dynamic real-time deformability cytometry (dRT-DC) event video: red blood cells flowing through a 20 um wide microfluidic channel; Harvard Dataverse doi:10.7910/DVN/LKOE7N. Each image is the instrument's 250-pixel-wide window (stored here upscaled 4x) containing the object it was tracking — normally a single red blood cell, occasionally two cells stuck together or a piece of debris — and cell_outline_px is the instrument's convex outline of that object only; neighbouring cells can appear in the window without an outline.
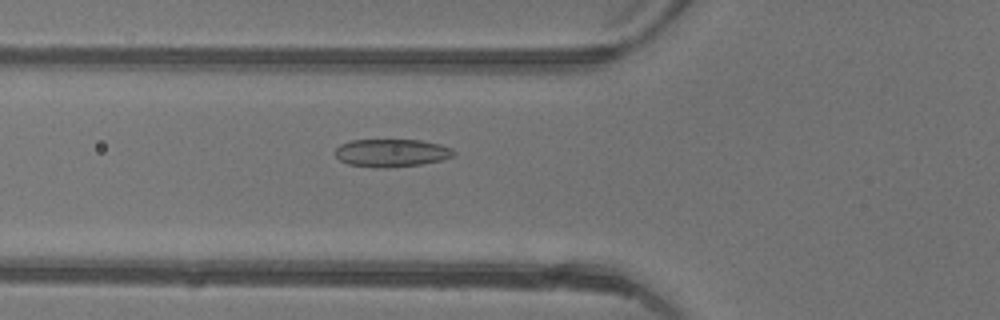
{"species": "common noctule bat (a hibernating species)", "species_latin": "Nyctalus noctula", "temperature_condition": "warm", "stored_images_in_passage": 48, "camera_frame_rate_fps": 3000, "um_per_image_px": 0.085, "animal": {"sex": "female"}, "frame": {"image": 1, "passage_image": 18, "time_ms": 5.667, "image_size_px": [1000, 320], "cell_outline_px": [[456, 156], [444, 160], [420, 164], [384, 168], [376, 168], [348, 164], [340, 160], [336, 156], [336, 148], [340, 144], [352, 140], [420, 140], [440, 144], [452, 148], [456, 152]], "centroid_in_image_um": [33.32, 13.0], "position_along_channel_um": 92.5, "area_um2": 19.36}}
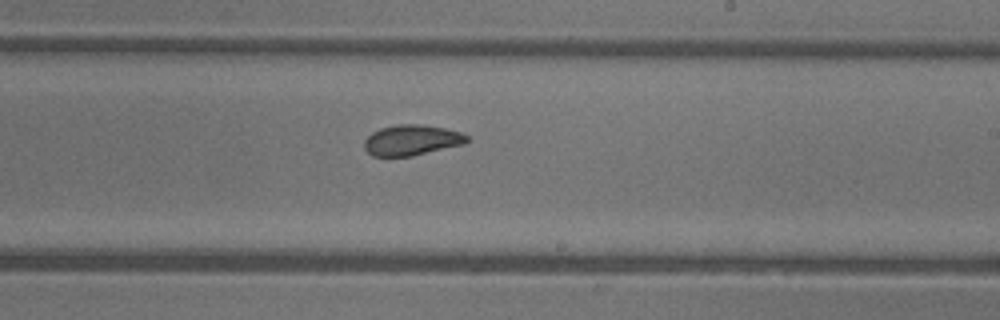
{"frame": {"image": 2, "passage_image": 29, "time_ms": 9.333, "image_size_px": [1000, 320], "cell_outline_px": [[468, 140], [464, 144], [412, 156], [372, 156], [364, 148], [364, 140], [372, 132], [380, 128], [396, 124], [424, 124], [444, 128], [460, 132], [468, 136]], "centroid_in_image_um": [34.98, 11.9], "position_along_channel_um": 254.0, "area_um2": 18.32}}
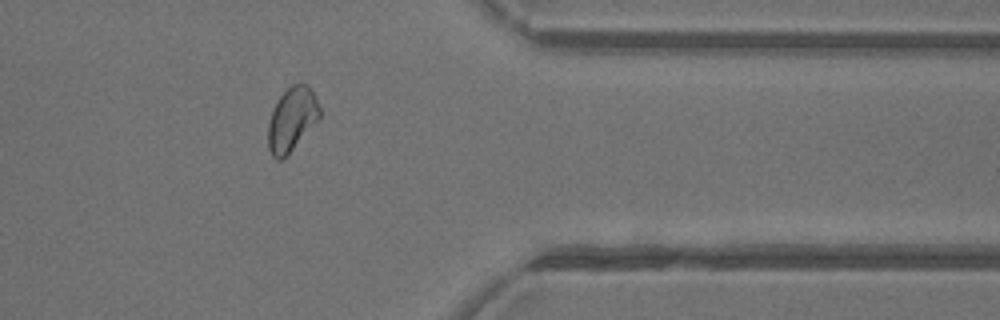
{"frame": {"image": 3, "passage_image": 39, "time_ms": 12.667, "image_size_px": [1000, 320], "cell_outline_px": [[320, 116], [288, 156], [280, 160], [276, 160], [272, 156], [268, 148], [268, 124], [272, 112], [280, 96], [292, 84], [300, 80], [308, 84], [312, 88], [316, 96], [320, 108]], "centroid_in_image_um": [24.82, 10.12], "position_along_channel_um": 386.6, "area_um2": 19.36}, "authors_computed_cell_mechanics": {"area_um2": 19.363, "velocity_mm_per_s": 4.3979, "shape_relaxation_time_tau1_ms": 8.9573, "shape_relaxation_time_tau2_ms": 1.2088, "deformation_change_tau1": 0.1847, "deformation_change_tau2": 0.0481}}